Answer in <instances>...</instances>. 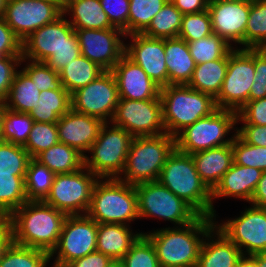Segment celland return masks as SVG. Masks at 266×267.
<instances>
[{
  "instance_id": "cell-29",
  "label": "cell",
  "mask_w": 266,
  "mask_h": 267,
  "mask_svg": "<svg viewBox=\"0 0 266 267\" xmlns=\"http://www.w3.org/2000/svg\"><path fill=\"white\" fill-rule=\"evenodd\" d=\"M227 67L228 53L221 59L197 64L187 85L216 98L221 91Z\"/></svg>"
},
{
  "instance_id": "cell-32",
  "label": "cell",
  "mask_w": 266,
  "mask_h": 267,
  "mask_svg": "<svg viewBox=\"0 0 266 267\" xmlns=\"http://www.w3.org/2000/svg\"><path fill=\"white\" fill-rule=\"evenodd\" d=\"M41 91L36 84L22 71L16 72L9 90L6 107L9 110L29 114L35 109L40 99Z\"/></svg>"
},
{
  "instance_id": "cell-18",
  "label": "cell",
  "mask_w": 266,
  "mask_h": 267,
  "mask_svg": "<svg viewBox=\"0 0 266 267\" xmlns=\"http://www.w3.org/2000/svg\"><path fill=\"white\" fill-rule=\"evenodd\" d=\"M251 1L209 0L208 12L213 33L222 37L230 46L237 43L245 49V30Z\"/></svg>"
},
{
  "instance_id": "cell-43",
  "label": "cell",
  "mask_w": 266,
  "mask_h": 267,
  "mask_svg": "<svg viewBox=\"0 0 266 267\" xmlns=\"http://www.w3.org/2000/svg\"><path fill=\"white\" fill-rule=\"evenodd\" d=\"M59 143L56 123L34 122L28 140L23 146L31 158Z\"/></svg>"
},
{
  "instance_id": "cell-34",
  "label": "cell",
  "mask_w": 266,
  "mask_h": 267,
  "mask_svg": "<svg viewBox=\"0 0 266 267\" xmlns=\"http://www.w3.org/2000/svg\"><path fill=\"white\" fill-rule=\"evenodd\" d=\"M25 178L15 174H0V218H8L28 201Z\"/></svg>"
},
{
  "instance_id": "cell-41",
  "label": "cell",
  "mask_w": 266,
  "mask_h": 267,
  "mask_svg": "<svg viewBox=\"0 0 266 267\" xmlns=\"http://www.w3.org/2000/svg\"><path fill=\"white\" fill-rule=\"evenodd\" d=\"M33 123L34 120L29 114L7 109L3 119L1 141L24 146Z\"/></svg>"
},
{
  "instance_id": "cell-48",
  "label": "cell",
  "mask_w": 266,
  "mask_h": 267,
  "mask_svg": "<svg viewBox=\"0 0 266 267\" xmlns=\"http://www.w3.org/2000/svg\"><path fill=\"white\" fill-rule=\"evenodd\" d=\"M81 55V48L76 32L74 31L64 44L45 63L54 71L60 73L62 69Z\"/></svg>"
},
{
  "instance_id": "cell-54",
  "label": "cell",
  "mask_w": 266,
  "mask_h": 267,
  "mask_svg": "<svg viewBox=\"0 0 266 267\" xmlns=\"http://www.w3.org/2000/svg\"><path fill=\"white\" fill-rule=\"evenodd\" d=\"M236 134L246 143L254 146L266 147V126L242 124Z\"/></svg>"
},
{
  "instance_id": "cell-12",
  "label": "cell",
  "mask_w": 266,
  "mask_h": 267,
  "mask_svg": "<svg viewBox=\"0 0 266 267\" xmlns=\"http://www.w3.org/2000/svg\"><path fill=\"white\" fill-rule=\"evenodd\" d=\"M97 230L98 223L87 215L67 216L58 243L49 254L54 261L51 267H64L72 260L97 251Z\"/></svg>"
},
{
  "instance_id": "cell-27",
  "label": "cell",
  "mask_w": 266,
  "mask_h": 267,
  "mask_svg": "<svg viewBox=\"0 0 266 267\" xmlns=\"http://www.w3.org/2000/svg\"><path fill=\"white\" fill-rule=\"evenodd\" d=\"M164 51L168 85H187L196 66L187 42L179 37L165 38Z\"/></svg>"
},
{
  "instance_id": "cell-21",
  "label": "cell",
  "mask_w": 266,
  "mask_h": 267,
  "mask_svg": "<svg viewBox=\"0 0 266 267\" xmlns=\"http://www.w3.org/2000/svg\"><path fill=\"white\" fill-rule=\"evenodd\" d=\"M118 86L119 99H160V87L144 70L125 54L112 69Z\"/></svg>"
},
{
  "instance_id": "cell-25",
  "label": "cell",
  "mask_w": 266,
  "mask_h": 267,
  "mask_svg": "<svg viewBox=\"0 0 266 267\" xmlns=\"http://www.w3.org/2000/svg\"><path fill=\"white\" fill-rule=\"evenodd\" d=\"M202 182L212 191L233 165L232 143L191 154Z\"/></svg>"
},
{
  "instance_id": "cell-11",
  "label": "cell",
  "mask_w": 266,
  "mask_h": 267,
  "mask_svg": "<svg viewBox=\"0 0 266 267\" xmlns=\"http://www.w3.org/2000/svg\"><path fill=\"white\" fill-rule=\"evenodd\" d=\"M254 49L232 48L228 52V67L219 95L217 108L239 110L249 101L254 83Z\"/></svg>"
},
{
  "instance_id": "cell-46",
  "label": "cell",
  "mask_w": 266,
  "mask_h": 267,
  "mask_svg": "<svg viewBox=\"0 0 266 267\" xmlns=\"http://www.w3.org/2000/svg\"><path fill=\"white\" fill-rule=\"evenodd\" d=\"M124 267H160L152 242L142 234L120 260Z\"/></svg>"
},
{
  "instance_id": "cell-19",
  "label": "cell",
  "mask_w": 266,
  "mask_h": 267,
  "mask_svg": "<svg viewBox=\"0 0 266 267\" xmlns=\"http://www.w3.org/2000/svg\"><path fill=\"white\" fill-rule=\"evenodd\" d=\"M124 54L138 64L160 88L168 86V70L165 59V39L148 37L142 33L126 35Z\"/></svg>"
},
{
  "instance_id": "cell-1",
  "label": "cell",
  "mask_w": 266,
  "mask_h": 267,
  "mask_svg": "<svg viewBox=\"0 0 266 267\" xmlns=\"http://www.w3.org/2000/svg\"><path fill=\"white\" fill-rule=\"evenodd\" d=\"M215 220L200 215L185 226L143 234L152 242L160 267H196L204 238L216 225Z\"/></svg>"
},
{
  "instance_id": "cell-51",
  "label": "cell",
  "mask_w": 266,
  "mask_h": 267,
  "mask_svg": "<svg viewBox=\"0 0 266 267\" xmlns=\"http://www.w3.org/2000/svg\"><path fill=\"white\" fill-rule=\"evenodd\" d=\"M266 126V97L248 101L237 113V124Z\"/></svg>"
},
{
  "instance_id": "cell-57",
  "label": "cell",
  "mask_w": 266,
  "mask_h": 267,
  "mask_svg": "<svg viewBox=\"0 0 266 267\" xmlns=\"http://www.w3.org/2000/svg\"><path fill=\"white\" fill-rule=\"evenodd\" d=\"M249 204L266 209V171L262 173Z\"/></svg>"
},
{
  "instance_id": "cell-44",
  "label": "cell",
  "mask_w": 266,
  "mask_h": 267,
  "mask_svg": "<svg viewBox=\"0 0 266 267\" xmlns=\"http://www.w3.org/2000/svg\"><path fill=\"white\" fill-rule=\"evenodd\" d=\"M28 61V62H25ZM27 63L21 70L30 78L37 89L46 90H66L61 83L59 73L51 69L45 62H34L21 59V64Z\"/></svg>"
},
{
  "instance_id": "cell-47",
  "label": "cell",
  "mask_w": 266,
  "mask_h": 267,
  "mask_svg": "<svg viewBox=\"0 0 266 267\" xmlns=\"http://www.w3.org/2000/svg\"><path fill=\"white\" fill-rule=\"evenodd\" d=\"M212 33L211 17L208 10H206L193 14H185L178 37L184 39L186 42H191L207 37Z\"/></svg>"
},
{
  "instance_id": "cell-26",
  "label": "cell",
  "mask_w": 266,
  "mask_h": 267,
  "mask_svg": "<svg viewBox=\"0 0 266 267\" xmlns=\"http://www.w3.org/2000/svg\"><path fill=\"white\" fill-rule=\"evenodd\" d=\"M130 226L124 224H98L96 248L114 261H120L131 246L143 234L132 232Z\"/></svg>"
},
{
  "instance_id": "cell-14",
  "label": "cell",
  "mask_w": 266,
  "mask_h": 267,
  "mask_svg": "<svg viewBox=\"0 0 266 267\" xmlns=\"http://www.w3.org/2000/svg\"><path fill=\"white\" fill-rule=\"evenodd\" d=\"M119 101L118 86L112 71H104L87 86L71 94V109L103 122H110Z\"/></svg>"
},
{
  "instance_id": "cell-23",
  "label": "cell",
  "mask_w": 266,
  "mask_h": 267,
  "mask_svg": "<svg viewBox=\"0 0 266 267\" xmlns=\"http://www.w3.org/2000/svg\"><path fill=\"white\" fill-rule=\"evenodd\" d=\"M262 173L258 168L233 163L211 191L212 203L221 197L243 199L250 203Z\"/></svg>"
},
{
  "instance_id": "cell-28",
  "label": "cell",
  "mask_w": 266,
  "mask_h": 267,
  "mask_svg": "<svg viewBox=\"0 0 266 267\" xmlns=\"http://www.w3.org/2000/svg\"><path fill=\"white\" fill-rule=\"evenodd\" d=\"M63 14L71 16L68 22L74 29L115 28L103 11L100 0H67L63 3Z\"/></svg>"
},
{
  "instance_id": "cell-42",
  "label": "cell",
  "mask_w": 266,
  "mask_h": 267,
  "mask_svg": "<svg viewBox=\"0 0 266 267\" xmlns=\"http://www.w3.org/2000/svg\"><path fill=\"white\" fill-rule=\"evenodd\" d=\"M31 159L23 146L0 141V174L26 176Z\"/></svg>"
},
{
  "instance_id": "cell-24",
  "label": "cell",
  "mask_w": 266,
  "mask_h": 267,
  "mask_svg": "<svg viewBox=\"0 0 266 267\" xmlns=\"http://www.w3.org/2000/svg\"><path fill=\"white\" fill-rule=\"evenodd\" d=\"M242 257L241 250L214 226L202 243L196 267H236Z\"/></svg>"
},
{
  "instance_id": "cell-6",
  "label": "cell",
  "mask_w": 266,
  "mask_h": 267,
  "mask_svg": "<svg viewBox=\"0 0 266 267\" xmlns=\"http://www.w3.org/2000/svg\"><path fill=\"white\" fill-rule=\"evenodd\" d=\"M174 149L175 137L167 133L134 137L118 179L132 185L158 181L162 167Z\"/></svg>"
},
{
  "instance_id": "cell-35",
  "label": "cell",
  "mask_w": 266,
  "mask_h": 267,
  "mask_svg": "<svg viewBox=\"0 0 266 267\" xmlns=\"http://www.w3.org/2000/svg\"><path fill=\"white\" fill-rule=\"evenodd\" d=\"M183 14L168 0L153 17L142 34L152 38H175L179 36Z\"/></svg>"
},
{
  "instance_id": "cell-7",
  "label": "cell",
  "mask_w": 266,
  "mask_h": 267,
  "mask_svg": "<svg viewBox=\"0 0 266 267\" xmlns=\"http://www.w3.org/2000/svg\"><path fill=\"white\" fill-rule=\"evenodd\" d=\"M110 122L101 127L99 135L84 156V166L98 178H118L126 163L133 136Z\"/></svg>"
},
{
  "instance_id": "cell-50",
  "label": "cell",
  "mask_w": 266,
  "mask_h": 267,
  "mask_svg": "<svg viewBox=\"0 0 266 267\" xmlns=\"http://www.w3.org/2000/svg\"><path fill=\"white\" fill-rule=\"evenodd\" d=\"M254 83L249 94V101L266 97V51L254 49Z\"/></svg>"
},
{
  "instance_id": "cell-58",
  "label": "cell",
  "mask_w": 266,
  "mask_h": 267,
  "mask_svg": "<svg viewBox=\"0 0 266 267\" xmlns=\"http://www.w3.org/2000/svg\"><path fill=\"white\" fill-rule=\"evenodd\" d=\"M12 242V231L7 218H0V260L5 249Z\"/></svg>"
},
{
  "instance_id": "cell-20",
  "label": "cell",
  "mask_w": 266,
  "mask_h": 267,
  "mask_svg": "<svg viewBox=\"0 0 266 267\" xmlns=\"http://www.w3.org/2000/svg\"><path fill=\"white\" fill-rule=\"evenodd\" d=\"M74 31L63 14L22 41V58L34 62H45L56 53Z\"/></svg>"
},
{
  "instance_id": "cell-63",
  "label": "cell",
  "mask_w": 266,
  "mask_h": 267,
  "mask_svg": "<svg viewBox=\"0 0 266 267\" xmlns=\"http://www.w3.org/2000/svg\"><path fill=\"white\" fill-rule=\"evenodd\" d=\"M108 267H124L121 261H112L111 264H109Z\"/></svg>"
},
{
  "instance_id": "cell-52",
  "label": "cell",
  "mask_w": 266,
  "mask_h": 267,
  "mask_svg": "<svg viewBox=\"0 0 266 267\" xmlns=\"http://www.w3.org/2000/svg\"><path fill=\"white\" fill-rule=\"evenodd\" d=\"M22 56H6L0 59V101L6 102L14 76L21 65Z\"/></svg>"
},
{
  "instance_id": "cell-59",
  "label": "cell",
  "mask_w": 266,
  "mask_h": 267,
  "mask_svg": "<svg viewBox=\"0 0 266 267\" xmlns=\"http://www.w3.org/2000/svg\"><path fill=\"white\" fill-rule=\"evenodd\" d=\"M236 267H258L256 260L252 256H243Z\"/></svg>"
},
{
  "instance_id": "cell-64",
  "label": "cell",
  "mask_w": 266,
  "mask_h": 267,
  "mask_svg": "<svg viewBox=\"0 0 266 267\" xmlns=\"http://www.w3.org/2000/svg\"><path fill=\"white\" fill-rule=\"evenodd\" d=\"M228 1H253V0H228Z\"/></svg>"
},
{
  "instance_id": "cell-16",
  "label": "cell",
  "mask_w": 266,
  "mask_h": 267,
  "mask_svg": "<svg viewBox=\"0 0 266 267\" xmlns=\"http://www.w3.org/2000/svg\"><path fill=\"white\" fill-rule=\"evenodd\" d=\"M241 213L227 222L219 224L216 221L215 226L241 250L243 256L266 253V209L251 205Z\"/></svg>"
},
{
  "instance_id": "cell-17",
  "label": "cell",
  "mask_w": 266,
  "mask_h": 267,
  "mask_svg": "<svg viewBox=\"0 0 266 267\" xmlns=\"http://www.w3.org/2000/svg\"><path fill=\"white\" fill-rule=\"evenodd\" d=\"M74 30L78 37L81 55L104 71H112L125 52L124 32L118 28Z\"/></svg>"
},
{
  "instance_id": "cell-36",
  "label": "cell",
  "mask_w": 266,
  "mask_h": 267,
  "mask_svg": "<svg viewBox=\"0 0 266 267\" xmlns=\"http://www.w3.org/2000/svg\"><path fill=\"white\" fill-rule=\"evenodd\" d=\"M50 261L49 253L44 250L11 242L3 252L0 267H46Z\"/></svg>"
},
{
  "instance_id": "cell-38",
  "label": "cell",
  "mask_w": 266,
  "mask_h": 267,
  "mask_svg": "<svg viewBox=\"0 0 266 267\" xmlns=\"http://www.w3.org/2000/svg\"><path fill=\"white\" fill-rule=\"evenodd\" d=\"M266 47V0H253L245 30V49Z\"/></svg>"
},
{
  "instance_id": "cell-9",
  "label": "cell",
  "mask_w": 266,
  "mask_h": 267,
  "mask_svg": "<svg viewBox=\"0 0 266 267\" xmlns=\"http://www.w3.org/2000/svg\"><path fill=\"white\" fill-rule=\"evenodd\" d=\"M139 218L158 217L181 227L195 221L200 214L159 181L135 185Z\"/></svg>"
},
{
  "instance_id": "cell-61",
  "label": "cell",
  "mask_w": 266,
  "mask_h": 267,
  "mask_svg": "<svg viewBox=\"0 0 266 267\" xmlns=\"http://www.w3.org/2000/svg\"><path fill=\"white\" fill-rule=\"evenodd\" d=\"M7 110L6 103L0 101V141L2 136L3 119Z\"/></svg>"
},
{
  "instance_id": "cell-15",
  "label": "cell",
  "mask_w": 266,
  "mask_h": 267,
  "mask_svg": "<svg viewBox=\"0 0 266 267\" xmlns=\"http://www.w3.org/2000/svg\"><path fill=\"white\" fill-rule=\"evenodd\" d=\"M110 123L122 127L133 137L166 133L162 121L161 99H119Z\"/></svg>"
},
{
  "instance_id": "cell-4",
  "label": "cell",
  "mask_w": 266,
  "mask_h": 267,
  "mask_svg": "<svg viewBox=\"0 0 266 267\" xmlns=\"http://www.w3.org/2000/svg\"><path fill=\"white\" fill-rule=\"evenodd\" d=\"M86 215L98 224L129 226L139 219L135 185L118 178H99L95 183Z\"/></svg>"
},
{
  "instance_id": "cell-39",
  "label": "cell",
  "mask_w": 266,
  "mask_h": 267,
  "mask_svg": "<svg viewBox=\"0 0 266 267\" xmlns=\"http://www.w3.org/2000/svg\"><path fill=\"white\" fill-rule=\"evenodd\" d=\"M187 44L196 65L221 59L233 48L215 33Z\"/></svg>"
},
{
  "instance_id": "cell-5",
  "label": "cell",
  "mask_w": 266,
  "mask_h": 267,
  "mask_svg": "<svg viewBox=\"0 0 266 267\" xmlns=\"http://www.w3.org/2000/svg\"><path fill=\"white\" fill-rule=\"evenodd\" d=\"M160 99L165 131L173 137L218 109L213 96L194 90L188 85L162 87Z\"/></svg>"
},
{
  "instance_id": "cell-45",
  "label": "cell",
  "mask_w": 266,
  "mask_h": 267,
  "mask_svg": "<svg viewBox=\"0 0 266 267\" xmlns=\"http://www.w3.org/2000/svg\"><path fill=\"white\" fill-rule=\"evenodd\" d=\"M232 150L235 164L266 171V147L248 144L235 134L232 140Z\"/></svg>"
},
{
  "instance_id": "cell-8",
  "label": "cell",
  "mask_w": 266,
  "mask_h": 267,
  "mask_svg": "<svg viewBox=\"0 0 266 267\" xmlns=\"http://www.w3.org/2000/svg\"><path fill=\"white\" fill-rule=\"evenodd\" d=\"M237 112L218 108L211 115L198 119L175 136V148L186 154L208 150L232 143L236 132L229 138L231 130L236 131Z\"/></svg>"
},
{
  "instance_id": "cell-3",
  "label": "cell",
  "mask_w": 266,
  "mask_h": 267,
  "mask_svg": "<svg viewBox=\"0 0 266 267\" xmlns=\"http://www.w3.org/2000/svg\"><path fill=\"white\" fill-rule=\"evenodd\" d=\"M158 181L200 215L216 219L211 191L200 179L190 154L175 148L167 157Z\"/></svg>"
},
{
  "instance_id": "cell-62",
  "label": "cell",
  "mask_w": 266,
  "mask_h": 267,
  "mask_svg": "<svg viewBox=\"0 0 266 267\" xmlns=\"http://www.w3.org/2000/svg\"><path fill=\"white\" fill-rule=\"evenodd\" d=\"M7 0H0V16H3L6 9Z\"/></svg>"
},
{
  "instance_id": "cell-22",
  "label": "cell",
  "mask_w": 266,
  "mask_h": 267,
  "mask_svg": "<svg viewBox=\"0 0 266 267\" xmlns=\"http://www.w3.org/2000/svg\"><path fill=\"white\" fill-rule=\"evenodd\" d=\"M104 123L101 119L70 109L56 123L59 142L75 148L85 156Z\"/></svg>"
},
{
  "instance_id": "cell-55",
  "label": "cell",
  "mask_w": 266,
  "mask_h": 267,
  "mask_svg": "<svg viewBox=\"0 0 266 267\" xmlns=\"http://www.w3.org/2000/svg\"><path fill=\"white\" fill-rule=\"evenodd\" d=\"M112 261L107 255L95 251L84 257L70 261L64 267H108Z\"/></svg>"
},
{
  "instance_id": "cell-60",
  "label": "cell",
  "mask_w": 266,
  "mask_h": 267,
  "mask_svg": "<svg viewBox=\"0 0 266 267\" xmlns=\"http://www.w3.org/2000/svg\"><path fill=\"white\" fill-rule=\"evenodd\" d=\"M256 260L258 267H266V253H258L252 255Z\"/></svg>"
},
{
  "instance_id": "cell-53",
  "label": "cell",
  "mask_w": 266,
  "mask_h": 267,
  "mask_svg": "<svg viewBox=\"0 0 266 267\" xmlns=\"http://www.w3.org/2000/svg\"><path fill=\"white\" fill-rule=\"evenodd\" d=\"M6 56H22V41L0 16V59Z\"/></svg>"
},
{
  "instance_id": "cell-37",
  "label": "cell",
  "mask_w": 266,
  "mask_h": 267,
  "mask_svg": "<svg viewBox=\"0 0 266 267\" xmlns=\"http://www.w3.org/2000/svg\"><path fill=\"white\" fill-rule=\"evenodd\" d=\"M55 174L32 158L28 164L25 191L28 201L44 200L49 194Z\"/></svg>"
},
{
  "instance_id": "cell-30",
  "label": "cell",
  "mask_w": 266,
  "mask_h": 267,
  "mask_svg": "<svg viewBox=\"0 0 266 267\" xmlns=\"http://www.w3.org/2000/svg\"><path fill=\"white\" fill-rule=\"evenodd\" d=\"M34 159L54 174L73 173L84 167V155L60 142L42 151Z\"/></svg>"
},
{
  "instance_id": "cell-49",
  "label": "cell",
  "mask_w": 266,
  "mask_h": 267,
  "mask_svg": "<svg viewBox=\"0 0 266 267\" xmlns=\"http://www.w3.org/2000/svg\"><path fill=\"white\" fill-rule=\"evenodd\" d=\"M110 24L128 35L129 0H100Z\"/></svg>"
},
{
  "instance_id": "cell-13",
  "label": "cell",
  "mask_w": 266,
  "mask_h": 267,
  "mask_svg": "<svg viewBox=\"0 0 266 267\" xmlns=\"http://www.w3.org/2000/svg\"><path fill=\"white\" fill-rule=\"evenodd\" d=\"M62 15L63 3L60 0H7L3 17L14 34L23 41Z\"/></svg>"
},
{
  "instance_id": "cell-33",
  "label": "cell",
  "mask_w": 266,
  "mask_h": 267,
  "mask_svg": "<svg viewBox=\"0 0 266 267\" xmlns=\"http://www.w3.org/2000/svg\"><path fill=\"white\" fill-rule=\"evenodd\" d=\"M104 70L87 57L80 55L66 64L59 73L62 86L72 94L77 89L87 86L100 76Z\"/></svg>"
},
{
  "instance_id": "cell-31",
  "label": "cell",
  "mask_w": 266,
  "mask_h": 267,
  "mask_svg": "<svg viewBox=\"0 0 266 267\" xmlns=\"http://www.w3.org/2000/svg\"><path fill=\"white\" fill-rule=\"evenodd\" d=\"M71 109V94L67 90H46L29 115L34 122L57 123Z\"/></svg>"
},
{
  "instance_id": "cell-10",
  "label": "cell",
  "mask_w": 266,
  "mask_h": 267,
  "mask_svg": "<svg viewBox=\"0 0 266 267\" xmlns=\"http://www.w3.org/2000/svg\"><path fill=\"white\" fill-rule=\"evenodd\" d=\"M98 179L85 166L73 173L55 174L50 192L43 201L67 216L86 215Z\"/></svg>"
},
{
  "instance_id": "cell-2",
  "label": "cell",
  "mask_w": 266,
  "mask_h": 267,
  "mask_svg": "<svg viewBox=\"0 0 266 267\" xmlns=\"http://www.w3.org/2000/svg\"><path fill=\"white\" fill-rule=\"evenodd\" d=\"M67 215L40 201H27L8 218L12 242L49 254L56 247Z\"/></svg>"
},
{
  "instance_id": "cell-40",
  "label": "cell",
  "mask_w": 266,
  "mask_h": 267,
  "mask_svg": "<svg viewBox=\"0 0 266 267\" xmlns=\"http://www.w3.org/2000/svg\"><path fill=\"white\" fill-rule=\"evenodd\" d=\"M168 0H129L128 35L142 33Z\"/></svg>"
},
{
  "instance_id": "cell-56",
  "label": "cell",
  "mask_w": 266,
  "mask_h": 267,
  "mask_svg": "<svg viewBox=\"0 0 266 267\" xmlns=\"http://www.w3.org/2000/svg\"><path fill=\"white\" fill-rule=\"evenodd\" d=\"M183 14H193L208 10L209 0H170Z\"/></svg>"
}]
</instances>
